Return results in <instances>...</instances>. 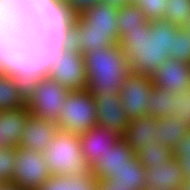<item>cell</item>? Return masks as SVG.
Instances as JSON below:
<instances>
[{
    "instance_id": "cell-44",
    "label": "cell",
    "mask_w": 190,
    "mask_h": 190,
    "mask_svg": "<svg viewBox=\"0 0 190 190\" xmlns=\"http://www.w3.org/2000/svg\"><path fill=\"white\" fill-rule=\"evenodd\" d=\"M138 0H131V4H135Z\"/></svg>"
},
{
    "instance_id": "cell-3",
    "label": "cell",
    "mask_w": 190,
    "mask_h": 190,
    "mask_svg": "<svg viewBox=\"0 0 190 190\" xmlns=\"http://www.w3.org/2000/svg\"><path fill=\"white\" fill-rule=\"evenodd\" d=\"M118 10L100 3L69 20L58 21L51 29L70 47L83 55L96 48H108L119 42Z\"/></svg>"
},
{
    "instance_id": "cell-35",
    "label": "cell",
    "mask_w": 190,
    "mask_h": 190,
    "mask_svg": "<svg viewBox=\"0 0 190 190\" xmlns=\"http://www.w3.org/2000/svg\"><path fill=\"white\" fill-rule=\"evenodd\" d=\"M97 190H133L132 187L118 185L110 177L97 180Z\"/></svg>"
},
{
    "instance_id": "cell-7",
    "label": "cell",
    "mask_w": 190,
    "mask_h": 190,
    "mask_svg": "<svg viewBox=\"0 0 190 190\" xmlns=\"http://www.w3.org/2000/svg\"><path fill=\"white\" fill-rule=\"evenodd\" d=\"M69 91L65 86L44 74L34 93L27 100L26 107L31 115L58 123L60 109L63 108Z\"/></svg>"
},
{
    "instance_id": "cell-37",
    "label": "cell",
    "mask_w": 190,
    "mask_h": 190,
    "mask_svg": "<svg viewBox=\"0 0 190 190\" xmlns=\"http://www.w3.org/2000/svg\"><path fill=\"white\" fill-rule=\"evenodd\" d=\"M177 160L180 164L183 178L189 179L190 178V157L180 156Z\"/></svg>"
},
{
    "instance_id": "cell-15",
    "label": "cell",
    "mask_w": 190,
    "mask_h": 190,
    "mask_svg": "<svg viewBox=\"0 0 190 190\" xmlns=\"http://www.w3.org/2000/svg\"><path fill=\"white\" fill-rule=\"evenodd\" d=\"M136 154L127 145L126 140L121 137L111 149L99 156L97 162L91 167L92 175L98 180L101 178H113L118 171L130 163Z\"/></svg>"
},
{
    "instance_id": "cell-24",
    "label": "cell",
    "mask_w": 190,
    "mask_h": 190,
    "mask_svg": "<svg viewBox=\"0 0 190 190\" xmlns=\"http://www.w3.org/2000/svg\"><path fill=\"white\" fill-rule=\"evenodd\" d=\"M146 168L135 157L112 178L118 185L132 187L133 190L146 188Z\"/></svg>"
},
{
    "instance_id": "cell-4",
    "label": "cell",
    "mask_w": 190,
    "mask_h": 190,
    "mask_svg": "<svg viewBox=\"0 0 190 190\" xmlns=\"http://www.w3.org/2000/svg\"><path fill=\"white\" fill-rule=\"evenodd\" d=\"M87 90L95 96L104 93L108 98L120 95V88L130 72L125 54L118 44L96 48L84 54Z\"/></svg>"
},
{
    "instance_id": "cell-10",
    "label": "cell",
    "mask_w": 190,
    "mask_h": 190,
    "mask_svg": "<svg viewBox=\"0 0 190 190\" xmlns=\"http://www.w3.org/2000/svg\"><path fill=\"white\" fill-rule=\"evenodd\" d=\"M154 87L150 76L129 72L120 88L121 102L129 120L147 115Z\"/></svg>"
},
{
    "instance_id": "cell-26",
    "label": "cell",
    "mask_w": 190,
    "mask_h": 190,
    "mask_svg": "<svg viewBox=\"0 0 190 190\" xmlns=\"http://www.w3.org/2000/svg\"><path fill=\"white\" fill-rule=\"evenodd\" d=\"M26 106L15 87L10 72L0 76V112L8 109H18Z\"/></svg>"
},
{
    "instance_id": "cell-11",
    "label": "cell",
    "mask_w": 190,
    "mask_h": 190,
    "mask_svg": "<svg viewBox=\"0 0 190 190\" xmlns=\"http://www.w3.org/2000/svg\"><path fill=\"white\" fill-rule=\"evenodd\" d=\"M10 74L20 96L27 102L44 75L42 60L30 49L14 59Z\"/></svg>"
},
{
    "instance_id": "cell-1",
    "label": "cell",
    "mask_w": 190,
    "mask_h": 190,
    "mask_svg": "<svg viewBox=\"0 0 190 190\" xmlns=\"http://www.w3.org/2000/svg\"><path fill=\"white\" fill-rule=\"evenodd\" d=\"M180 27L166 20H146L139 28L128 30L118 42L126 56L129 70L152 76L169 59L173 35Z\"/></svg>"
},
{
    "instance_id": "cell-32",
    "label": "cell",
    "mask_w": 190,
    "mask_h": 190,
    "mask_svg": "<svg viewBox=\"0 0 190 190\" xmlns=\"http://www.w3.org/2000/svg\"><path fill=\"white\" fill-rule=\"evenodd\" d=\"M135 5L142 9L149 22L164 20L168 0H138Z\"/></svg>"
},
{
    "instance_id": "cell-18",
    "label": "cell",
    "mask_w": 190,
    "mask_h": 190,
    "mask_svg": "<svg viewBox=\"0 0 190 190\" xmlns=\"http://www.w3.org/2000/svg\"><path fill=\"white\" fill-rule=\"evenodd\" d=\"M146 188L158 190H180L183 185V174L176 158L164 164H154L146 169Z\"/></svg>"
},
{
    "instance_id": "cell-25",
    "label": "cell",
    "mask_w": 190,
    "mask_h": 190,
    "mask_svg": "<svg viewBox=\"0 0 190 190\" xmlns=\"http://www.w3.org/2000/svg\"><path fill=\"white\" fill-rule=\"evenodd\" d=\"M138 161L146 168H151L154 164H164L173 158V150L159 144L157 140L144 145L136 153Z\"/></svg>"
},
{
    "instance_id": "cell-28",
    "label": "cell",
    "mask_w": 190,
    "mask_h": 190,
    "mask_svg": "<svg viewBox=\"0 0 190 190\" xmlns=\"http://www.w3.org/2000/svg\"><path fill=\"white\" fill-rule=\"evenodd\" d=\"M102 3V0H56V23L80 16L86 10Z\"/></svg>"
},
{
    "instance_id": "cell-21",
    "label": "cell",
    "mask_w": 190,
    "mask_h": 190,
    "mask_svg": "<svg viewBox=\"0 0 190 190\" xmlns=\"http://www.w3.org/2000/svg\"><path fill=\"white\" fill-rule=\"evenodd\" d=\"M159 132L156 134V140L165 147H173L185 136L188 135L190 127L184 120L175 117L158 118Z\"/></svg>"
},
{
    "instance_id": "cell-29",
    "label": "cell",
    "mask_w": 190,
    "mask_h": 190,
    "mask_svg": "<svg viewBox=\"0 0 190 190\" xmlns=\"http://www.w3.org/2000/svg\"><path fill=\"white\" fill-rule=\"evenodd\" d=\"M164 20L184 27L190 19V0H168Z\"/></svg>"
},
{
    "instance_id": "cell-41",
    "label": "cell",
    "mask_w": 190,
    "mask_h": 190,
    "mask_svg": "<svg viewBox=\"0 0 190 190\" xmlns=\"http://www.w3.org/2000/svg\"><path fill=\"white\" fill-rule=\"evenodd\" d=\"M6 12L7 10L5 9V6L0 2V16H2Z\"/></svg>"
},
{
    "instance_id": "cell-9",
    "label": "cell",
    "mask_w": 190,
    "mask_h": 190,
    "mask_svg": "<svg viewBox=\"0 0 190 190\" xmlns=\"http://www.w3.org/2000/svg\"><path fill=\"white\" fill-rule=\"evenodd\" d=\"M35 28L22 16L7 11L0 16V50L15 58L31 49Z\"/></svg>"
},
{
    "instance_id": "cell-5",
    "label": "cell",
    "mask_w": 190,
    "mask_h": 190,
    "mask_svg": "<svg viewBox=\"0 0 190 190\" xmlns=\"http://www.w3.org/2000/svg\"><path fill=\"white\" fill-rule=\"evenodd\" d=\"M43 154L52 175H92L91 167L82 154L78 134L59 130Z\"/></svg>"
},
{
    "instance_id": "cell-40",
    "label": "cell",
    "mask_w": 190,
    "mask_h": 190,
    "mask_svg": "<svg viewBox=\"0 0 190 190\" xmlns=\"http://www.w3.org/2000/svg\"><path fill=\"white\" fill-rule=\"evenodd\" d=\"M180 190H190V178L184 179L183 185L181 186Z\"/></svg>"
},
{
    "instance_id": "cell-2",
    "label": "cell",
    "mask_w": 190,
    "mask_h": 190,
    "mask_svg": "<svg viewBox=\"0 0 190 190\" xmlns=\"http://www.w3.org/2000/svg\"><path fill=\"white\" fill-rule=\"evenodd\" d=\"M31 49L42 60L44 74L68 90L87 89L85 58L51 28H35Z\"/></svg>"
},
{
    "instance_id": "cell-8",
    "label": "cell",
    "mask_w": 190,
    "mask_h": 190,
    "mask_svg": "<svg viewBox=\"0 0 190 190\" xmlns=\"http://www.w3.org/2000/svg\"><path fill=\"white\" fill-rule=\"evenodd\" d=\"M52 176L43 152L17 147L12 184L21 190H39Z\"/></svg>"
},
{
    "instance_id": "cell-34",
    "label": "cell",
    "mask_w": 190,
    "mask_h": 190,
    "mask_svg": "<svg viewBox=\"0 0 190 190\" xmlns=\"http://www.w3.org/2000/svg\"><path fill=\"white\" fill-rule=\"evenodd\" d=\"M173 157L178 159L180 156L190 157V130L187 136L182 138L174 147H173Z\"/></svg>"
},
{
    "instance_id": "cell-17",
    "label": "cell",
    "mask_w": 190,
    "mask_h": 190,
    "mask_svg": "<svg viewBox=\"0 0 190 190\" xmlns=\"http://www.w3.org/2000/svg\"><path fill=\"white\" fill-rule=\"evenodd\" d=\"M122 136L114 130L95 126L88 131L79 134L81 150L84 159L92 167L111 146Z\"/></svg>"
},
{
    "instance_id": "cell-20",
    "label": "cell",
    "mask_w": 190,
    "mask_h": 190,
    "mask_svg": "<svg viewBox=\"0 0 190 190\" xmlns=\"http://www.w3.org/2000/svg\"><path fill=\"white\" fill-rule=\"evenodd\" d=\"M157 132H159L158 118L145 115L129 120L127 131L122 137L130 149L136 153L144 145L155 141Z\"/></svg>"
},
{
    "instance_id": "cell-23",
    "label": "cell",
    "mask_w": 190,
    "mask_h": 190,
    "mask_svg": "<svg viewBox=\"0 0 190 190\" xmlns=\"http://www.w3.org/2000/svg\"><path fill=\"white\" fill-rule=\"evenodd\" d=\"M147 115L155 118L172 117L175 113V95L171 90L153 87L149 96Z\"/></svg>"
},
{
    "instance_id": "cell-42",
    "label": "cell",
    "mask_w": 190,
    "mask_h": 190,
    "mask_svg": "<svg viewBox=\"0 0 190 190\" xmlns=\"http://www.w3.org/2000/svg\"><path fill=\"white\" fill-rule=\"evenodd\" d=\"M184 28L188 31V33L190 34V19L189 22L184 26Z\"/></svg>"
},
{
    "instance_id": "cell-45",
    "label": "cell",
    "mask_w": 190,
    "mask_h": 190,
    "mask_svg": "<svg viewBox=\"0 0 190 190\" xmlns=\"http://www.w3.org/2000/svg\"><path fill=\"white\" fill-rule=\"evenodd\" d=\"M0 2L5 6V0H0Z\"/></svg>"
},
{
    "instance_id": "cell-6",
    "label": "cell",
    "mask_w": 190,
    "mask_h": 190,
    "mask_svg": "<svg viewBox=\"0 0 190 190\" xmlns=\"http://www.w3.org/2000/svg\"><path fill=\"white\" fill-rule=\"evenodd\" d=\"M60 110V130L79 135L97 126L95 98L87 89L69 91Z\"/></svg>"
},
{
    "instance_id": "cell-38",
    "label": "cell",
    "mask_w": 190,
    "mask_h": 190,
    "mask_svg": "<svg viewBox=\"0 0 190 190\" xmlns=\"http://www.w3.org/2000/svg\"><path fill=\"white\" fill-rule=\"evenodd\" d=\"M102 3L110 6L116 10H119L127 5L131 4V0H102Z\"/></svg>"
},
{
    "instance_id": "cell-13",
    "label": "cell",
    "mask_w": 190,
    "mask_h": 190,
    "mask_svg": "<svg viewBox=\"0 0 190 190\" xmlns=\"http://www.w3.org/2000/svg\"><path fill=\"white\" fill-rule=\"evenodd\" d=\"M97 126L114 130L121 136L127 131V118L121 102V96L107 97L104 93L95 96Z\"/></svg>"
},
{
    "instance_id": "cell-39",
    "label": "cell",
    "mask_w": 190,
    "mask_h": 190,
    "mask_svg": "<svg viewBox=\"0 0 190 190\" xmlns=\"http://www.w3.org/2000/svg\"><path fill=\"white\" fill-rule=\"evenodd\" d=\"M0 190H21L12 183H0Z\"/></svg>"
},
{
    "instance_id": "cell-12",
    "label": "cell",
    "mask_w": 190,
    "mask_h": 190,
    "mask_svg": "<svg viewBox=\"0 0 190 190\" xmlns=\"http://www.w3.org/2000/svg\"><path fill=\"white\" fill-rule=\"evenodd\" d=\"M5 9L24 17L34 28L56 24V0H5Z\"/></svg>"
},
{
    "instance_id": "cell-19",
    "label": "cell",
    "mask_w": 190,
    "mask_h": 190,
    "mask_svg": "<svg viewBox=\"0 0 190 190\" xmlns=\"http://www.w3.org/2000/svg\"><path fill=\"white\" fill-rule=\"evenodd\" d=\"M31 116L27 107L0 112V143L3 147H19V141Z\"/></svg>"
},
{
    "instance_id": "cell-16",
    "label": "cell",
    "mask_w": 190,
    "mask_h": 190,
    "mask_svg": "<svg viewBox=\"0 0 190 190\" xmlns=\"http://www.w3.org/2000/svg\"><path fill=\"white\" fill-rule=\"evenodd\" d=\"M59 130L56 121L31 115L26 122V128L21 135L19 146L36 152H44Z\"/></svg>"
},
{
    "instance_id": "cell-14",
    "label": "cell",
    "mask_w": 190,
    "mask_h": 190,
    "mask_svg": "<svg viewBox=\"0 0 190 190\" xmlns=\"http://www.w3.org/2000/svg\"><path fill=\"white\" fill-rule=\"evenodd\" d=\"M150 77L154 87L171 90L178 95L190 87V64L169 58Z\"/></svg>"
},
{
    "instance_id": "cell-43",
    "label": "cell",
    "mask_w": 190,
    "mask_h": 190,
    "mask_svg": "<svg viewBox=\"0 0 190 190\" xmlns=\"http://www.w3.org/2000/svg\"><path fill=\"white\" fill-rule=\"evenodd\" d=\"M144 190H158V189H154V188H145Z\"/></svg>"
},
{
    "instance_id": "cell-22",
    "label": "cell",
    "mask_w": 190,
    "mask_h": 190,
    "mask_svg": "<svg viewBox=\"0 0 190 190\" xmlns=\"http://www.w3.org/2000/svg\"><path fill=\"white\" fill-rule=\"evenodd\" d=\"M39 190H97V179L93 175H53Z\"/></svg>"
},
{
    "instance_id": "cell-33",
    "label": "cell",
    "mask_w": 190,
    "mask_h": 190,
    "mask_svg": "<svg viewBox=\"0 0 190 190\" xmlns=\"http://www.w3.org/2000/svg\"><path fill=\"white\" fill-rule=\"evenodd\" d=\"M173 117L184 120L190 127V87L175 95V113Z\"/></svg>"
},
{
    "instance_id": "cell-27",
    "label": "cell",
    "mask_w": 190,
    "mask_h": 190,
    "mask_svg": "<svg viewBox=\"0 0 190 190\" xmlns=\"http://www.w3.org/2000/svg\"><path fill=\"white\" fill-rule=\"evenodd\" d=\"M146 17L142 12V9L135 5L130 4L118 10L117 15V26L119 31V39L126 33L128 30L139 28L146 21Z\"/></svg>"
},
{
    "instance_id": "cell-31",
    "label": "cell",
    "mask_w": 190,
    "mask_h": 190,
    "mask_svg": "<svg viewBox=\"0 0 190 190\" xmlns=\"http://www.w3.org/2000/svg\"><path fill=\"white\" fill-rule=\"evenodd\" d=\"M17 148H0V183H11L15 169V155Z\"/></svg>"
},
{
    "instance_id": "cell-30",
    "label": "cell",
    "mask_w": 190,
    "mask_h": 190,
    "mask_svg": "<svg viewBox=\"0 0 190 190\" xmlns=\"http://www.w3.org/2000/svg\"><path fill=\"white\" fill-rule=\"evenodd\" d=\"M169 58L190 64V34L184 27H180L173 35Z\"/></svg>"
},
{
    "instance_id": "cell-36",
    "label": "cell",
    "mask_w": 190,
    "mask_h": 190,
    "mask_svg": "<svg viewBox=\"0 0 190 190\" xmlns=\"http://www.w3.org/2000/svg\"><path fill=\"white\" fill-rule=\"evenodd\" d=\"M14 59L11 53L0 50V76L10 72Z\"/></svg>"
}]
</instances>
